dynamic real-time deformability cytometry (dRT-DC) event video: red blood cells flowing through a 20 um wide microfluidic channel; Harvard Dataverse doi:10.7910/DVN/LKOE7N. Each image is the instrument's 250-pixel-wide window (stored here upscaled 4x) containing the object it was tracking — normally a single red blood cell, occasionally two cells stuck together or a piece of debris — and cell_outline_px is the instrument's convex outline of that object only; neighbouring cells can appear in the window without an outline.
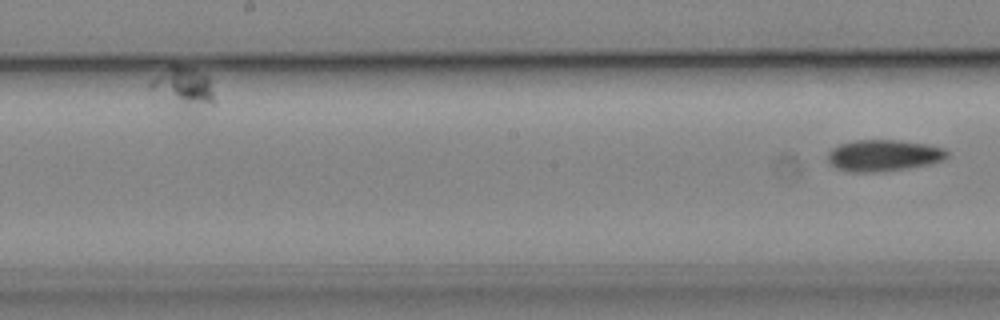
{"species": "common noctule bat (a hibernating species)", "species_latin": "Nyctalus noctula", "temperature_condition": "cold", "stored_images_in_passage": 11, "segment_of_instrument_passage": [2, 2], "camera_frame_rate_fps": 3000, "um_per_image_px": 0.085, "animal": {"sex": "male", "body_mass_g": 19.2, "forearm_length_mm": 51.8}, "frame": {"image": 1, "passage_image": 11, "time_ms": 15.333, "image_size_px": [1000, 320], "cell_outline_px": [[948, 156], [944, 160], [928, 164], [904, 168], [876, 172], [848, 172], [836, 168], [828, 164], [828, 152], [832, 148], [840, 144], [856, 140], [900, 140], [928, 144], [944, 148], [948, 152]], "centroid_in_image_um": [75.08, 13.21], "position_along_channel_um": 173.1, "area_um2": 21.96}}